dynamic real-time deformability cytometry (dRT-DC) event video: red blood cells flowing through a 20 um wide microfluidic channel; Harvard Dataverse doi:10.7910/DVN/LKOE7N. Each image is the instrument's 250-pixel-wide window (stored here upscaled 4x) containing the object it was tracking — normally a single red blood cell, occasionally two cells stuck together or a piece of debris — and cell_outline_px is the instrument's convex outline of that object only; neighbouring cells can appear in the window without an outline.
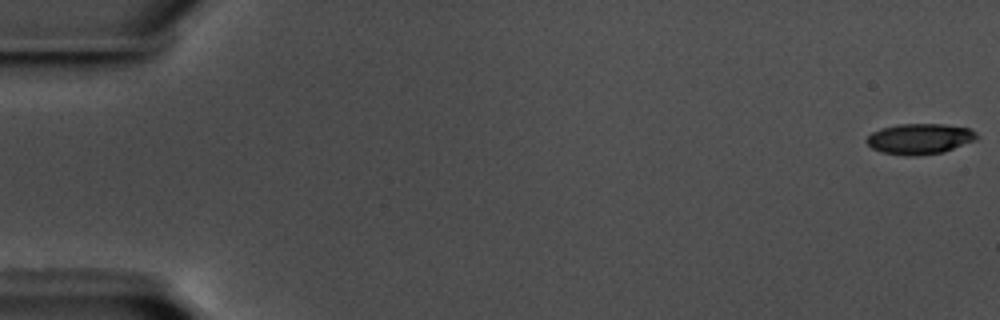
{"species": "common noctule bat (a hibernating species)", "species_latin": "Nyctalus noctula", "temperature_condition": "warm", "stored_images_in_passage": 58, "camera_frame_rate_fps": 3000, "um_per_image_px": 0.085, "animal": {"sex": "male", "body_mass_g": 17.5, "forearm_length_mm": 52.3}, "frame": {"image": 1, "passage_image": 1, "time_ms": 0.0, "image_size_px": [1000, 320], "cell_outline_px": [[980, 136], [976, 140], [944, 152], [916, 156], [908, 156], [880, 152], [872, 148], [864, 140], [872, 132], [880, 128], [896, 124], [944, 124], [968, 128], [976, 132]], "centroid_in_image_um": [78.17, 11.8], "position_along_channel_um": 6.8, "area_um2": 19.88}}
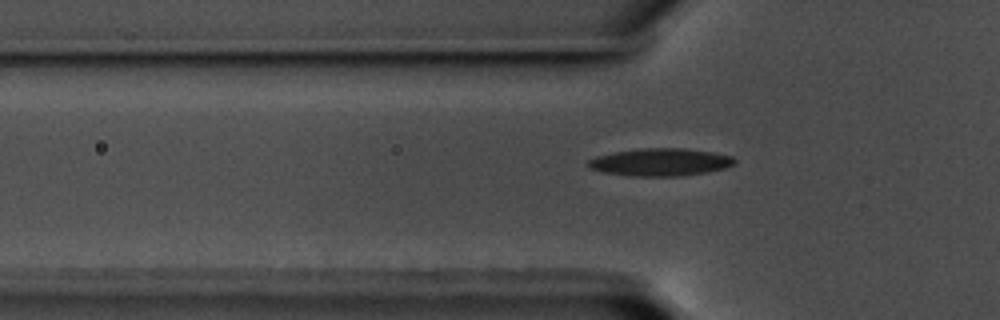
{"frame": {"image": 2, "passage_image": 20, "time_ms": 6.333, "image_size_px": [1000, 320], "cell_outline_px": [[736, 164], [724, 168], [704, 172], [676, 176], [632, 176], [604, 172], [588, 168], [588, 160], [596, 156], [612, 152], [636, 148], [684, 148], [712, 152], [732, 156], [736, 160]], "centroid_in_image_um": [56.1, 13.77], "position_along_channel_um": 69.7, "area_um2": 23.52}}
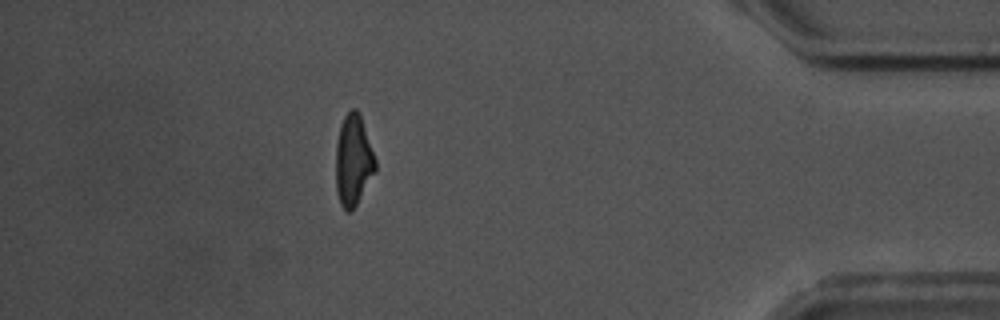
{"frame": {"image": 3, "passage_image": 52, "time_ms": 17.0, "image_size_px": [1000, 320], "cell_outline_px": [[376, 168], [352, 212], [348, 212], [340, 204], [336, 192], [336, 144], [340, 124], [344, 116], [352, 108], [356, 108], [360, 112], [376, 160]], "centroid_in_image_um": [30.01, 13.6], "position_along_channel_um": 405.2, "area_um2": 20.98}, "authors_computed_cell_mechanics": {"area_um2": 21.1837, "velocity_mm_per_s": 3.5634, "shape_relaxation_time_tau1_ms": 3.2286, "shape_relaxation_time_tau2_ms": 2.5428, "deformation_change_tau1": 0.1547, "deformation_change_tau2": 0.1129}}